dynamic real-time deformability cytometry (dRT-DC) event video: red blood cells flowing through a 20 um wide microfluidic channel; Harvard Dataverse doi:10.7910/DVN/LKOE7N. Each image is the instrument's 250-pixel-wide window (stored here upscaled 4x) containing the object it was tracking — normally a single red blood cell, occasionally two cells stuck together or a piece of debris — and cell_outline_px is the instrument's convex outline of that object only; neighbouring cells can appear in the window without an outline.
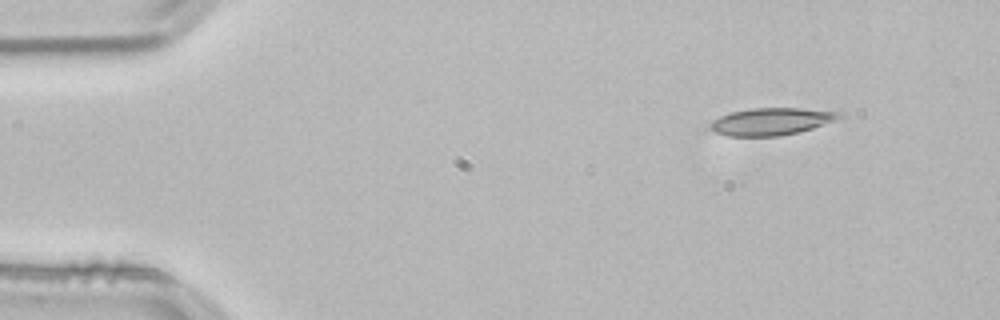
{"species": "common noctule bat (a hibernating species)", "species_latin": "Nyctalus noctula", "temperature_condition": "room temperature", "stored_images_in_passage": 48, "camera_frame_rate_fps": 3000, "um_per_image_px": 0.085, "animal": {"sex": "male", "body_mass_g": 21.5, "forearm_length_mm": 52.0}, "frame": {"image": 1, "passage_image": 1, "time_ms": 0.0, "image_size_px": [1000, 320], "cell_outline_px": [[844, 116], [836, 120], [800, 132], [780, 136], [728, 136], [716, 132], [708, 128], [708, 124], [712, 120], [720, 116], [732, 112], [752, 108], [800, 108], [844, 112]], "centroid_in_image_um": [65.57, 10.32], "position_along_channel_um": 19.4, "area_um2": 20.63}}
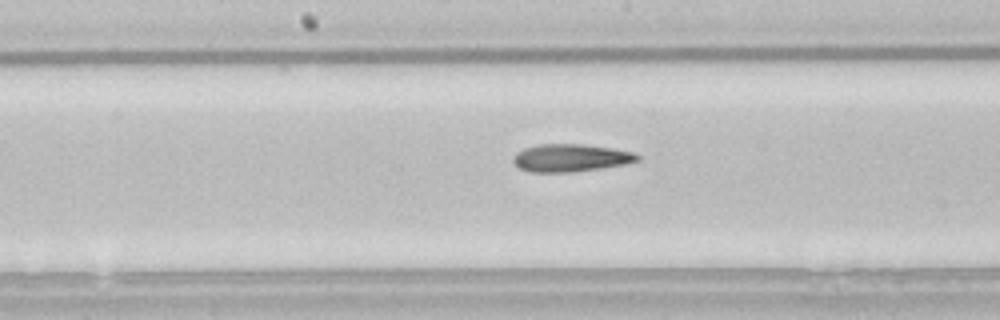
{"frame": {"image": 2, "passage_image": 22, "time_ms": 7.0, "image_size_px": [1000, 320], "cell_outline_px": [[640, 160], [624, 164], [600, 168], [572, 172], [528, 172], [520, 168], [512, 160], [516, 152], [524, 148], [540, 144], [580, 144], [612, 148], [632, 152], [640, 156]], "centroid_in_image_um": [48.48, 13.42], "position_along_channel_um": 199.7, "area_um2": 19.88}}
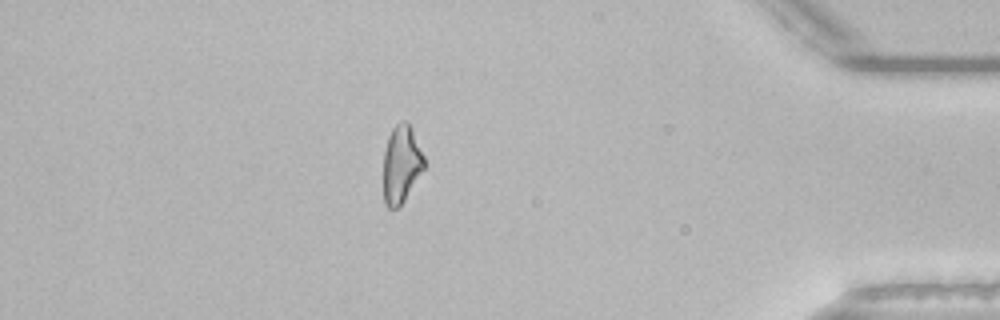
{"frame": {"image": 3, "passage_image": 41, "time_ms": 13.333, "image_size_px": [1000, 320], "cell_outline_px": [[424, 168], [404, 200], [396, 208], [388, 208], [384, 204], [384, 152], [388, 136], [392, 128], [400, 120], [408, 120], [412, 128], [424, 156]], "centroid_in_image_um": [34.1, 13.91], "position_along_channel_um": 401.1, "area_um2": 18.38}, "authors_computed_cell_mechanics": {"area_um2": 19.8832, "velocity_mm_per_s": 3.857, "shape_relaxation_time_tau1_ms": 11.1546, "shape_relaxation_time_tau2_ms": 8.4496, "deformation_change_tau1": 0.2385, "deformation_change_tau2": 0.2249}}